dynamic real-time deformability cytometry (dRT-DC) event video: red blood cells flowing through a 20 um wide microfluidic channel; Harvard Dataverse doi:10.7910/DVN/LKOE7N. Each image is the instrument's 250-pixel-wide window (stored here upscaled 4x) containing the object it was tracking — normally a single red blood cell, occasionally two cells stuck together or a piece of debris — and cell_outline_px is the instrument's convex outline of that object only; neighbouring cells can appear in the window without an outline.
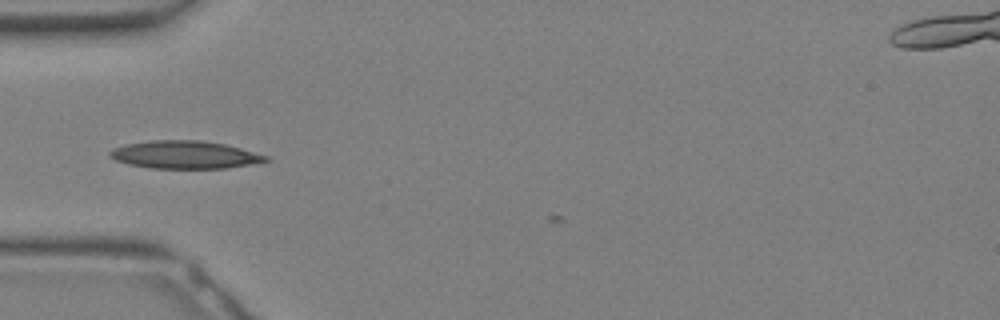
{"species": "Egyptian fruit bat (a non-hibernating species)", "species_latin": "Rousettus aegyptiacus", "temperature_condition": "warm", "stored_images_in_passage": 4, "camera_frame_rate_fps": 3000, "um_per_image_px": 0.085, "animal": {"sex": "female"}, "frame": {"image": 1, "passage_image": 3, "time_ms": 0.667, "image_size_px": [1000, 320], "cell_outline_px": [[268, 160], [248, 164], [224, 168], [152, 168], [128, 164], [116, 160], [108, 156], [108, 152], [112, 148], [128, 144], [152, 140], [200, 140], [224, 144], [240, 148], [268, 156]], "centroid_in_image_um": [15.64, 13.15], "position_along_channel_um": 69.4, "area_um2": 24.91}}